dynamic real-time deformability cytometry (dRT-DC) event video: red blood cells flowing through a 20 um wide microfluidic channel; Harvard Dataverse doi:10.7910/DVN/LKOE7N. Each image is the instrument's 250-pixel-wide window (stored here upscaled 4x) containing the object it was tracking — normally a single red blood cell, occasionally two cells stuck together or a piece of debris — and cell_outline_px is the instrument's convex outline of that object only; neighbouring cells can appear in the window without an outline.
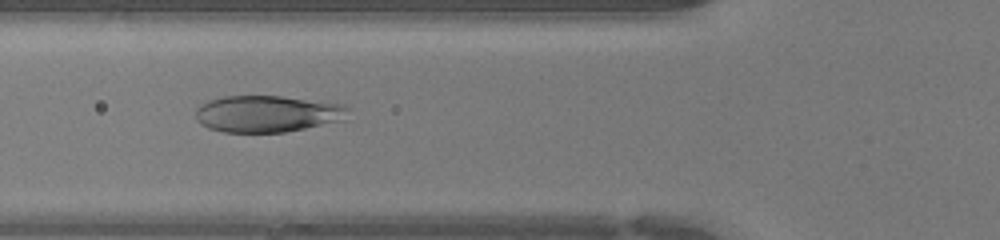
{"species": "human", "species_latin": "Homo sapiens", "temperature_condition": "warm", "stored_images_in_passage": 43, "camera_frame_rate_fps": 3000, "um_per_image_px": 0.085, "donor": {"sex": "female"}, "frame": {"image": 1, "passage_image": 15, "time_ms": 4.667, "image_size_px": [1000, 240], "cell_outline_px": [[348, 108], [344, 120], [284, 132], [224, 132], [208, 128], [200, 124], [196, 120], [196, 108], [200, 104], [208, 100], [224, 96], [280, 96], [344, 104]], "centroid_in_image_um": [22.67, 9.67], "position_along_channel_um": 103.1, "area_um2": 32.54}}
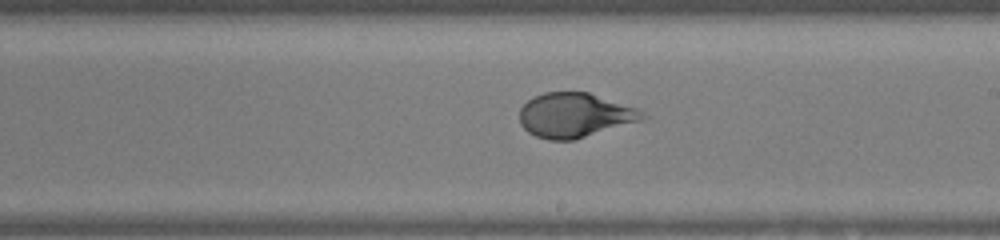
{"frame": {"image": 2, "passage_image": 24, "time_ms": 7.667, "image_size_px": [1000, 240], "cell_outline_px": [[648, 116], [644, 120], [572, 140], [548, 140], [536, 136], [528, 132], [520, 124], [520, 108], [528, 100], [544, 92], [588, 92], [636, 108]], "centroid_in_image_um": [48.85, 9.8], "position_along_channel_um": 240.2, "area_um2": 31.67}}
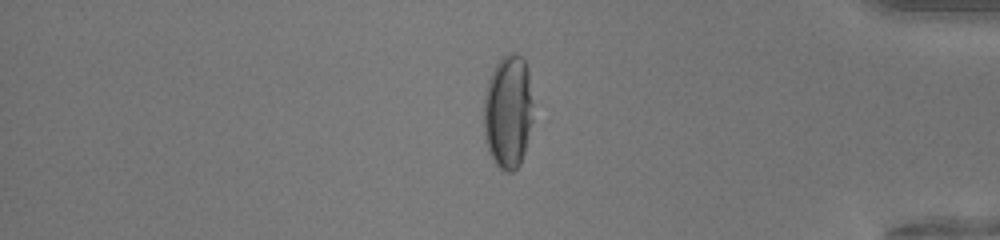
{"frame": {"image": 3, "passage_image": 36, "time_ms": 11.667, "image_size_px": [1000, 240], "cell_outline_px": [[532, 120], [524, 152], [520, 164], [512, 172], [508, 172], [500, 168], [496, 164], [488, 148], [484, 136], [484, 92], [488, 80], [496, 64], [508, 52], [516, 52], [524, 56], [528, 68], [532, 100]], "centroid_in_image_um": [43.19, 9.44], "position_along_channel_um": 392.0, "area_um2": 32.83}}